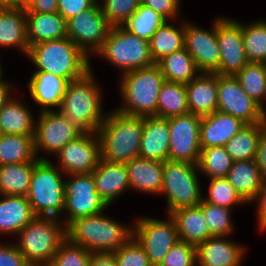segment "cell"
I'll use <instances>...</instances> for the list:
<instances>
[{
    "instance_id": "cell-34",
    "label": "cell",
    "mask_w": 266,
    "mask_h": 266,
    "mask_svg": "<svg viewBox=\"0 0 266 266\" xmlns=\"http://www.w3.org/2000/svg\"><path fill=\"white\" fill-rule=\"evenodd\" d=\"M156 64L168 82L187 84L200 73L185 48L163 57Z\"/></svg>"
},
{
    "instance_id": "cell-7",
    "label": "cell",
    "mask_w": 266,
    "mask_h": 266,
    "mask_svg": "<svg viewBox=\"0 0 266 266\" xmlns=\"http://www.w3.org/2000/svg\"><path fill=\"white\" fill-rule=\"evenodd\" d=\"M66 175L49 160H40L34 167L27 199L36 216H63Z\"/></svg>"
},
{
    "instance_id": "cell-12",
    "label": "cell",
    "mask_w": 266,
    "mask_h": 266,
    "mask_svg": "<svg viewBox=\"0 0 266 266\" xmlns=\"http://www.w3.org/2000/svg\"><path fill=\"white\" fill-rule=\"evenodd\" d=\"M37 112L34 148L40 160H49V157L42 156V153L46 156H53L70 141L83 134L74 122L61 114L59 110Z\"/></svg>"
},
{
    "instance_id": "cell-51",
    "label": "cell",
    "mask_w": 266,
    "mask_h": 266,
    "mask_svg": "<svg viewBox=\"0 0 266 266\" xmlns=\"http://www.w3.org/2000/svg\"><path fill=\"white\" fill-rule=\"evenodd\" d=\"M256 203V221L260 231L266 232V179L263 180L261 189L256 196L249 202L250 204Z\"/></svg>"
},
{
    "instance_id": "cell-45",
    "label": "cell",
    "mask_w": 266,
    "mask_h": 266,
    "mask_svg": "<svg viewBox=\"0 0 266 266\" xmlns=\"http://www.w3.org/2000/svg\"><path fill=\"white\" fill-rule=\"evenodd\" d=\"M98 3L112 26H122L140 7L141 0H98Z\"/></svg>"
},
{
    "instance_id": "cell-9",
    "label": "cell",
    "mask_w": 266,
    "mask_h": 266,
    "mask_svg": "<svg viewBox=\"0 0 266 266\" xmlns=\"http://www.w3.org/2000/svg\"><path fill=\"white\" fill-rule=\"evenodd\" d=\"M95 55L119 68L120 75L155 64L149 42L122 26H112L102 48Z\"/></svg>"
},
{
    "instance_id": "cell-24",
    "label": "cell",
    "mask_w": 266,
    "mask_h": 266,
    "mask_svg": "<svg viewBox=\"0 0 266 266\" xmlns=\"http://www.w3.org/2000/svg\"><path fill=\"white\" fill-rule=\"evenodd\" d=\"M245 125L240 119L218 111L203 116L199 133L201 148L225 146Z\"/></svg>"
},
{
    "instance_id": "cell-13",
    "label": "cell",
    "mask_w": 266,
    "mask_h": 266,
    "mask_svg": "<svg viewBox=\"0 0 266 266\" xmlns=\"http://www.w3.org/2000/svg\"><path fill=\"white\" fill-rule=\"evenodd\" d=\"M112 25L97 2L88 10L67 20V38L90 58L102 48Z\"/></svg>"
},
{
    "instance_id": "cell-21",
    "label": "cell",
    "mask_w": 266,
    "mask_h": 266,
    "mask_svg": "<svg viewBox=\"0 0 266 266\" xmlns=\"http://www.w3.org/2000/svg\"><path fill=\"white\" fill-rule=\"evenodd\" d=\"M92 175L96 191L109 207L130 190L128 170L125 163L100 159L97 167L92 171Z\"/></svg>"
},
{
    "instance_id": "cell-29",
    "label": "cell",
    "mask_w": 266,
    "mask_h": 266,
    "mask_svg": "<svg viewBox=\"0 0 266 266\" xmlns=\"http://www.w3.org/2000/svg\"><path fill=\"white\" fill-rule=\"evenodd\" d=\"M29 47L36 43L67 37V21L58 12H26Z\"/></svg>"
},
{
    "instance_id": "cell-16",
    "label": "cell",
    "mask_w": 266,
    "mask_h": 266,
    "mask_svg": "<svg viewBox=\"0 0 266 266\" xmlns=\"http://www.w3.org/2000/svg\"><path fill=\"white\" fill-rule=\"evenodd\" d=\"M206 30L191 21H184V48L194 59L200 73L219 75L220 48L216 34V18Z\"/></svg>"
},
{
    "instance_id": "cell-23",
    "label": "cell",
    "mask_w": 266,
    "mask_h": 266,
    "mask_svg": "<svg viewBox=\"0 0 266 266\" xmlns=\"http://www.w3.org/2000/svg\"><path fill=\"white\" fill-rule=\"evenodd\" d=\"M169 121L156 116L144 117L138 157L164 162L169 153Z\"/></svg>"
},
{
    "instance_id": "cell-50",
    "label": "cell",
    "mask_w": 266,
    "mask_h": 266,
    "mask_svg": "<svg viewBox=\"0 0 266 266\" xmlns=\"http://www.w3.org/2000/svg\"><path fill=\"white\" fill-rule=\"evenodd\" d=\"M98 0H58L57 12L67 21L93 7Z\"/></svg>"
},
{
    "instance_id": "cell-57",
    "label": "cell",
    "mask_w": 266,
    "mask_h": 266,
    "mask_svg": "<svg viewBox=\"0 0 266 266\" xmlns=\"http://www.w3.org/2000/svg\"><path fill=\"white\" fill-rule=\"evenodd\" d=\"M1 59H2V58L0 57V80H2L3 77H4V76H3V75H4V73H3V72H4V71H3V68H4V67H3L2 64H1V63H3Z\"/></svg>"
},
{
    "instance_id": "cell-31",
    "label": "cell",
    "mask_w": 266,
    "mask_h": 266,
    "mask_svg": "<svg viewBox=\"0 0 266 266\" xmlns=\"http://www.w3.org/2000/svg\"><path fill=\"white\" fill-rule=\"evenodd\" d=\"M225 178L248 204L259 192L263 182L255 159L233 161Z\"/></svg>"
},
{
    "instance_id": "cell-20",
    "label": "cell",
    "mask_w": 266,
    "mask_h": 266,
    "mask_svg": "<svg viewBox=\"0 0 266 266\" xmlns=\"http://www.w3.org/2000/svg\"><path fill=\"white\" fill-rule=\"evenodd\" d=\"M69 80L44 71H33L28 80L30 99L38 105L39 112L59 110Z\"/></svg>"
},
{
    "instance_id": "cell-47",
    "label": "cell",
    "mask_w": 266,
    "mask_h": 266,
    "mask_svg": "<svg viewBox=\"0 0 266 266\" xmlns=\"http://www.w3.org/2000/svg\"><path fill=\"white\" fill-rule=\"evenodd\" d=\"M158 266H198L195 245L179 240Z\"/></svg>"
},
{
    "instance_id": "cell-36",
    "label": "cell",
    "mask_w": 266,
    "mask_h": 266,
    "mask_svg": "<svg viewBox=\"0 0 266 266\" xmlns=\"http://www.w3.org/2000/svg\"><path fill=\"white\" fill-rule=\"evenodd\" d=\"M190 113L185 84L165 81L158 94L157 117L170 118Z\"/></svg>"
},
{
    "instance_id": "cell-22",
    "label": "cell",
    "mask_w": 266,
    "mask_h": 266,
    "mask_svg": "<svg viewBox=\"0 0 266 266\" xmlns=\"http://www.w3.org/2000/svg\"><path fill=\"white\" fill-rule=\"evenodd\" d=\"M185 88L190 113L203 117L217 111L218 74L199 73Z\"/></svg>"
},
{
    "instance_id": "cell-38",
    "label": "cell",
    "mask_w": 266,
    "mask_h": 266,
    "mask_svg": "<svg viewBox=\"0 0 266 266\" xmlns=\"http://www.w3.org/2000/svg\"><path fill=\"white\" fill-rule=\"evenodd\" d=\"M34 135H7L0 139V165L35 161Z\"/></svg>"
},
{
    "instance_id": "cell-17",
    "label": "cell",
    "mask_w": 266,
    "mask_h": 266,
    "mask_svg": "<svg viewBox=\"0 0 266 266\" xmlns=\"http://www.w3.org/2000/svg\"><path fill=\"white\" fill-rule=\"evenodd\" d=\"M54 163L66 176L92 173L100 159V141L97 133H83L66 144L56 155Z\"/></svg>"
},
{
    "instance_id": "cell-32",
    "label": "cell",
    "mask_w": 266,
    "mask_h": 266,
    "mask_svg": "<svg viewBox=\"0 0 266 266\" xmlns=\"http://www.w3.org/2000/svg\"><path fill=\"white\" fill-rule=\"evenodd\" d=\"M173 21L167 20L150 38V53L155 63L184 48V20L179 19V23Z\"/></svg>"
},
{
    "instance_id": "cell-35",
    "label": "cell",
    "mask_w": 266,
    "mask_h": 266,
    "mask_svg": "<svg viewBox=\"0 0 266 266\" xmlns=\"http://www.w3.org/2000/svg\"><path fill=\"white\" fill-rule=\"evenodd\" d=\"M266 130V122L245 125L226 144L225 149L233 161L255 159L258 142Z\"/></svg>"
},
{
    "instance_id": "cell-39",
    "label": "cell",
    "mask_w": 266,
    "mask_h": 266,
    "mask_svg": "<svg viewBox=\"0 0 266 266\" xmlns=\"http://www.w3.org/2000/svg\"><path fill=\"white\" fill-rule=\"evenodd\" d=\"M233 160L224 146L201 149L197 163L199 173L208 179L225 178L230 171Z\"/></svg>"
},
{
    "instance_id": "cell-48",
    "label": "cell",
    "mask_w": 266,
    "mask_h": 266,
    "mask_svg": "<svg viewBox=\"0 0 266 266\" xmlns=\"http://www.w3.org/2000/svg\"><path fill=\"white\" fill-rule=\"evenodd\" d=\"M181 0H141V4L151 8L167 20H177L180 15Z\"/></svg>"
},
{
    "instance_id": "cell-27",
    "label": "cell",
    "mask_w": 266,
    "mask_h": 266,
    "mask_svg": "<svg viewBox=\"0 0 266 266\" xmlns=\"http://www.w3.org/2000/svg\"><path fill=\"white\" fill-rule=\"evenodd\" d=\"M10 48L27 56L29 42L26 30V10L21 6L0 8V48Z\"/></svg>"
},
{
    "instance_id": "cell-15",
    "label": "cell",
    "mask_w": 266,
    "mask_h": 266,
    "mask_svg": "<svg viewBox=\"0 0 266 266\" xmlns=\"http://www.w3.org/2000/svg\"><path fill=\"white\" fill-rule=\"evenodd\" d=\"M169 121L168 159L197 164L200 153L201 116L193 113L167 118Z\"/></svg>"
},
{
    "instance_id": "cell-3",
    "label": "cell",
    "mask_w": 266,
    "mask_h": 266,
    "mask_svg": "<svg viewBox=\"0 0 266 266\" xmlns=\"http://www.w3.org/2000/svg\"><path fill=\"white\" fill-rule=\"evenodd\" d=\"M144 127V117L130 116L115 108L108 111L105 121L97 130L101 159L127 163L138 157Z\"/></svg>"
},
{
    "instance_id": "cell-46",
    "label": "cell",
    "mask_w": 266,
    "mask_h": 266,
    "mask_svg": "<svg viewBox=\"0 0 266 266\" xmlns=\"http://www.w3.org/2000/svg\"><path fill=\"white\" fill-rule=\"evenodd\" d=\"M118 266H153L142 246L132 236L114 252Z\"/></svg>"
},
{
    "instance_id": "cell-33",
    "label": "cell",
    "mask_w": 266,
    "mask_h": 266,
    "mask_svg": "<svg viewBox=\"0 0 266 266\" xmlns=\"http://www.w3.org/2000/svg\"><path fill=\"white\" fill-rule=\"evenodd\" d=\"M40 161H27L0 165V195L27 196L35 165Z\"/></svg>"
},
{
    "instance_id": "cell-1",
    "label": "cell",
    "mask_w": 266,
    "mask_h": 266,
    "mask_svg": "<svg viewBox=\"0 0 266 266\" xmlns=\"http://www.w3.org/2000/svg\"><path fill=\"white\" fill-rule=\"evenodd\" d=\"M96 80L91 69L83 77L70 81L59 108L83 133L97 132L108 114L103 110V90Z\"/></svg>"
},
{
    "instance_id": "cell-14",
    "label": "cell",
    "mask_w": 266,
    "mask_h": 266,
    "mask_svg": "<svg viewBox=\"0 0 266 266\" xmlns=\"http://www.w3.org/2000/svg\"><path fill=\"white\" fill-rule=\"evenodd\" d=\"M217 111L232 115L246 125L266 122L263 108L241 88L233 75H218Z\"/></svg>"
},
{
    "instance_id": "cell-54",
    "label": "cell",
    "mask_w": 266,
    "mask_h": 266,
    "mask_svg": "<svg viewBox=\"0 0 266 266\" xmlns=\"http://www.w3.org/2000/svg\"><path fill=\"white\" fill-rule=\"evenodd\" d=\"M90 266H118L114 253H92Z\"/></svg>"
},
{
    "instance_id": "cell-49",
    "label": "cell",
    "mask_w": 266,
    "mask_h": 266,
    "mask_svg": "<svg viewBox=\"0 0 266 266\" xmlns=\"http://www.w3.org/2000/svg\"><path fill=\"white\" fill-rule=\"evenodd\" d=\"M0 266H31L14 242H0Z\"/></svg>"
},
{
    "instance_id": "cell-26",
    "label": "cell",
    "mask_w": 266,
    "mask_h": 266,
    "mask_svg": "<svg viewBox=\"0 0 266 266\" xmlns=\"http://www.w3.org/2000/svg\"><path fill=\"white\" fill-rule=\"evenodd\" d=\"M35 217L27 196L0 195V235L15 238Z\"/></svg>"
},
{
    "instance_id": "cell-28",
    "label": "cell",
    "mask_w": 266,
    "mask_h": 266,
    "mask_svg": "<svg viewBox=\"0 0 266 266\" xmlns=\"http://www.w3.org/2000/svg\"><path fill=\"white\" fill-rule=\"evenodd\" d=\"M14 93L0 110V128L7 135H34L35 113ZM35 116V117H34Z\"/></svg>"
},
{
    "instance_id": "cell-30",
    "label": "cell",
    "mask_w": 266,
    "mask_h": 266,
    "mask_svg": "<svg viewBox=\"0 0 266 266\" xmlns=\"http://www.w3.org/2000/svg\"><path fill=\"white\" fill-rule=\"evenodd\" d=\"M169 215L176 224L179 240L197 246L212 237L199 205L179 208Z\"/></svg>"
},
{
    "instance_id": "cell-4",
    "label": "cell",
    "mask_w": 266,
    "mask_h": 266,
    "mask_svg": "<svg viewBox=\"0 0 266 266\" xmlns=\"http://www.w3.org/2000/svg\"><path fill=\"white\" fill-rule=\"evenodd\" d=\"M36 69L68 79L77 80L92 69L91 59L67 37L36 43L26 56Z\"/></svg>"
},
{
    "instance_id": "cell-55",
    "label": "cell",
    "mask_w": 266,
    "mask_h": 266,
    "mask_svg": "<svg viewBox=\"0 0 266 266\" xmlns=\"http://www.w3.org/2000/svg\"><path fill=\"white\" fill-rule=\"evenodd\" d=\"M5 80L4 78L0 80V110L6 104V102L11 98V96L16 93L15 85L11 83L12 81ZM14 91V92H13Z\"/></svg>"
},
{
    "instance_id": "cell-8",
    "label": "cell",
    "mask_w": 266,
    "mask_h": 266,
    "mask_svg": "<svg viewBox=\"0 0 266 266\" xmlns=\"http://www.w3.org/2000/svg\"><path fill=\"white\" fill-rule=\"evenodd\" d=\"M197 164L166 160L163 162V183L160 196L165 197L166 213L185 207L197 206L202 201Z\"/></svg>"
},
{
    "instance_id": "cell-5",
    "label": "cell",
    "mask_w": 266,
    "mask_h": 266,
    "mask_svg": "<svg viewBox=\"0 0 266 266\" xmlns=\"http://www.w3.org/2000/svg\"><path fill=\"white\" fill-rule=\"evenodd\" d=\"M121 104L115 109L125 115L157 117L158 94L165 78L155 63L119 75Z\"/></svg>"
},
{
    "instance_id": "cell-53",
    "label": "cell",
    "mask_w": 266,
    "mask_h": 266,
    "mask_svg": "<svg viewBox=\"0 0 266 266\" xmlns=\"http://www.w3.org/2000/svg\"><path fill=\"white\" fill-rule=\"evenodd\" d=\"M255 162L260 168L263 180L266 179V130L260 136L256 150Z\"/></svg>"
},
{
    "instance_id": "cell-41",
    "label": "cell",
    "mask_w": 266,
    "mask_h": 266,
    "mask_svg": "<svg viewBox=\"0 0 266 266\" xmlns=\"http://www.w3.org/2000/svg\"><path fill=\"white\" fill-rule=\"evenodd\" d=\"M167 21L166 18L156 13L149 7L140 4L137 11L122 25L127 31L149 42L150 38Z\"/></svg>"
},
{
    "instance_id": "cell-18",
    "label": "cell",
    "mask_w": 266,
    "mask_h": 266,
    "mask_svg": "<svg viewBox=\"0 0 266 266\" xmlns=\"http://www.w3.org/2000/svg\"><path fill=\"white\" fill-rule=\"evenodd\" d=\"M216 34L220 48L219 75H235L247 63L242 22L226 16L216 17Z\"/></svg>"
},
{
    "instance_id": "cell-25",
    "label": "cell",
    "mask_w": 266,
    "mask_h": 266,
    "mask_svg": "<svg viewBox=\"0 0 266 266\" xmlns=\"http://www.w3.org/2000/svg\"><path fill=\"white\" fill-rule=\"evenodd\" d=\"M125 164L128 170L130 191L134 190L160 197L163 183V162L136 157Z\"/></svg>"
},
{
    "instance_id": "cell-44",
    "label": "cell",
    "mask_w": 266,
    "mask_h": 266,
    "mask_svg": "<svg viewBox=\"0 0 266 266\" xmlns=\"http://www.w3.org/2000/svg\"><path fill=\"white\" fill-rule=\"evenodd\" d=\"M91 257L92 252L67 238L48 266H90Z\"/></svg>"
},
{
    "instance_id": "cell-58",
    "label": "cell",
    "mask_w": 266,
    "mask_h": 266,
    "mask_svg": "<svg viewBox=\"0 0 266 266\" xmlns=\"http://www.w3.org/2000/svg\"><path fill=\"white\" fill-rule=\"evenodd\" d=\"M2 135H3V133H2L1 128H0V139H1Z\"/></svg>"
},
{
    "instance_id": "cell-37",
    "label": "cell",
    "mask_w": 266,
    "mask_h": 266,
    "mask_svg": "<svg viewBox=\"0 0 266 266\" xmlns=\"http://www.w3.org/2000/svg\"><path fill=\"white\" fill-rule=\"evenodd\" d=\"M234 76L243 91L263 108L266 115V63L248 62Z\"/></svg>"
},
{
    "instance_id": "cell-52",
    "label": "cell",
    "mask_w": 266,
    "mask_h": 266,
    "mask_svg": "<svg viewBox=\"0 0 266 266\" xmlns=\"http://www.w3.org/2000/svg\"><path fill=\"white\" fill-rule=\"evenodd\" d=\"M22 6L26 12H57L58 0H22Z\"/></svg>"
},
{
    "instance_id": "cell-2",
    "label": "cell",
    "mask_w": 266,
    "mask_h": 266,
    "mask_svg": "<svg viewBox=\"0 0 266 266\" xmlns=\"http://www.w3.org/2000/svg\"><path fill=\"white\" fill-rule=\"evenodd\" d=\"M105 213L75 219L67 226V238L92 253H114L133 236V225Z\"/></svg>"
},
{
    "instance_id": "cell-19",
    "label": "cell",
    "mask_w": 266,
    "mask_h": 266,
    "mask_svg": "<svg viewBox=\"0 0 266 266\" xmlns=\"http://www.w3.org/2000/svg\"><path fill=\"white\" fill-rule=\"evenodd\" d=\"M198 266H241L246 259L245 244L230 236H212L196 246Z\"/></svg>"
},
{
    "instance_id": "cell-56",
    "label": "cell",
    "mask_w": 266,
    "mask_h": 266,
    "mask_svg": "<svg viewBox=\"0 0 266 266\" xmlns=\"http://www.w3.org/2000/svg\"><path fill=\"white\" fill-rule=\"evenodd\" d=\"M21 5L22 0H0V8H12Z\"/></svg>"
},
{
    "instance_id": "cell-40",
    "label": "cell",
    "mask_w": 266,
    "mask_h": 266,
    "mask_svg": "<svg viewBox=\"0 0 266 266\" xmlns=\"http://www.w3.org/2000/svg\"><path fill=\"white\" fill-rule=\"evenodd\" d=\"M242 34L248 62L266 63V20L242 22Z\"/></svg>"
},
{
    "instance_id": "cell-43",
    "label": "cell",
    "mask_w": 266,
    "mask_h": 266,
    "mask_svg": "<svg viewBox=\"0 0 266 266\" xmlns=\"http://www.w3.org/2000/svg\"><path fill=\"white\" fill-rule=\"evenodd\" d=\"M212 236H230L234 231L233 209L204 202L198 204Z\"/></svg>"
},
{
    "instance_id": "cell-10",
    "label": "cell",
    "mask_w": 266,
    "mask_h": 266,
    "mask_svg": "<svg viewBox=\"0 0 266 266\" xmlns=\"http://www.w3.org/2000/svg\"><path fill=\"white\" fill-rule=\"evenodd\" d=\"M165 219L139 216L133 224V237L144 249L150 263L158 266L179 241L176 224L167 214Z\"/></svg>"
},
{
    "instance_id": "cell-6",
    "label": "cell",
    "mask_w": 266,
    "mask_h": 266,
    "mask_svg": "<svg viewBox=\"0 0 266 266\" xmlns=\"http://www.w3.org/2000/svg\"><path fill=\"white\" fill-rule=\"evenodd\" d=\"M67 239V226L56 217L36 216L14 242L31 266H48Z\"/></svg>"
},
{
    "instance_id": "cell-42",
    "label": "cell",
    "mask_w": 266,
    "mask_h": 266,
    "mask_svg": "<svg viewBox=\"0 0 266 266\" xmlns=\"http://www.w3.org/2000/svg\"><path fill=\"white\" fill-rule=\"evenodd\" d=\"M207 189V195H202V200L207 203L227 207L248 206L249 204L226 180V178H212Z\"/></svg>"
},
{
    "instance_id": "cell-11",
    "label": "cell",
    "mask_w": 266,
    "mask_h": 266,
    "mask_svg": "<svg viewBox=\"0 0 266 266\" xmlns=\"http://www.w3.org/2000/svg\"><path fill=\"white\" fill-rule=\"evenodd\" d=\"M68 179V180H67ZM110 208L96 191L92 173L70 174L65 181V206L60 220L68 226L77 218Z\"/></svg>"
}]
</instances>
